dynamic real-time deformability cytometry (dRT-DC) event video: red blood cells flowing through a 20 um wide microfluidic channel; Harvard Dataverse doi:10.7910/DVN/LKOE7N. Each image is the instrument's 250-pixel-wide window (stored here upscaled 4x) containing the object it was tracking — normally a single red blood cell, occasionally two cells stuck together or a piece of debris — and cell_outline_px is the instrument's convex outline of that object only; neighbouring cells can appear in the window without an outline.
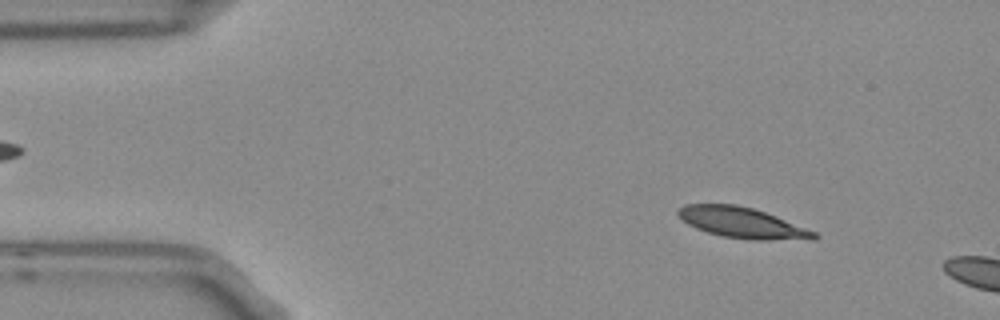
{"species": "Egyptian fruit bat (a non-hibernating species)", "species_latin": "Rousettus aegyptiacus", "temperature_condition": "room temperature", "stored_images_in_passage": 2, "camera_frame_rate_fps": 3000, "um_per_image_px": 0.085, "frame": {"image": 1, "passage_image": 1, "time_ms": 0.0, "image_size_px": [1000, 320], "cell_outline_px": [[820, 236], [816, 240], [752, 240], [724, 236], [708, 232], [696, 228], [688, 224], [676, 212], [684, 204], [736, 204], [752, 208], [776, 216], [816, 232]], "centroid_in_image_um": [63.14, 18.94], "position_along_channel_um": 21.9, "area_um2": 24.22}}